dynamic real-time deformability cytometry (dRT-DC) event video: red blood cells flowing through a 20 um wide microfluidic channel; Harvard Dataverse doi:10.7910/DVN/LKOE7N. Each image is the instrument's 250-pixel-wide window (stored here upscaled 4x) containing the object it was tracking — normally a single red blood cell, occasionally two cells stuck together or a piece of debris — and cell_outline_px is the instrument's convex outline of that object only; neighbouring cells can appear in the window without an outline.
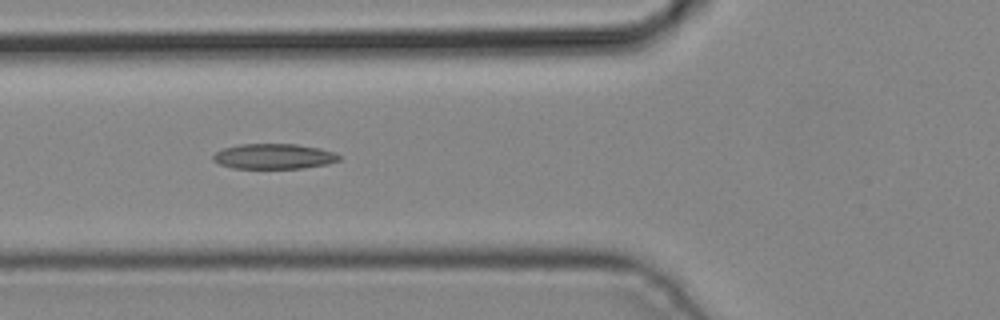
{"species": "common noctule bat (a hibernating species)", "species_latin": "Nyctalus noctula", "temperature_condition": "cold", "stored_images_in_passage": 5, "camera_frame_rate_fps": 3000, "um_per_image_px": 0.085, "animal": {"sex": "male", "body_mass_g": 19.2, "forearm_length_mm": 51.8}, "frame": {"image": 1, "passage_image": 5, "time_ms": 1.333, "image_size_px": [1000, 320], "cell_outline_px": [[340, 160], [328, 164], [304, 168], [232, 168], [220, 164], [212, 160], [212, 156], [216, 152], [224, 148], [240, 144], [296, 144], [320, 148], [336, 152], [340, 156]], "centroid_in_image_um": [23.3, 13.29], "position_along_channel_um": 102.5, "area_um2": 18.61}}